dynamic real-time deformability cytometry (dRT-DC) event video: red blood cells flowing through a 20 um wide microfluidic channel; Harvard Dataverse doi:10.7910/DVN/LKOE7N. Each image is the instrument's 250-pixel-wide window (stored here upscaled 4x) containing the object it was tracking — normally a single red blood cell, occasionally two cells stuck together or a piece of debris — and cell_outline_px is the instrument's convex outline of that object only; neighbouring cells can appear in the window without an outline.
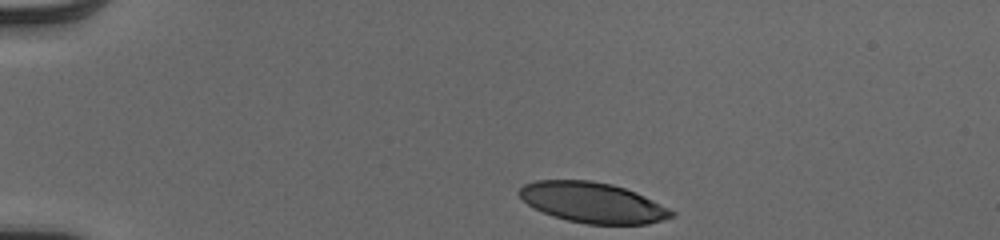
{"species": "human", "species_latin": "Homo sapiens", "temperature_condition": "cold", "stored_images_in_passage": 35, "camera_frame_rate_fps": 3000, "um_per_image_px": 0.085, "donor": {"sex": "male"}, "frame": {"image": 1, "passage_image": 1, "time_ms": 0.0, "image_size_px": [1000, 240], "cell_outline_px": [[676, 216], [648, 224], [588, 224], [568, 220], [552, 216], [528, 204], [516, 192], [524, 184], [536, 180], [588, 180], [612, 184], [636, 192], [676, 212]], "centroid_in_image_um": [50.39, 17.21], "position_along_channel_um": 34.6, "area_um2": 35.66}}
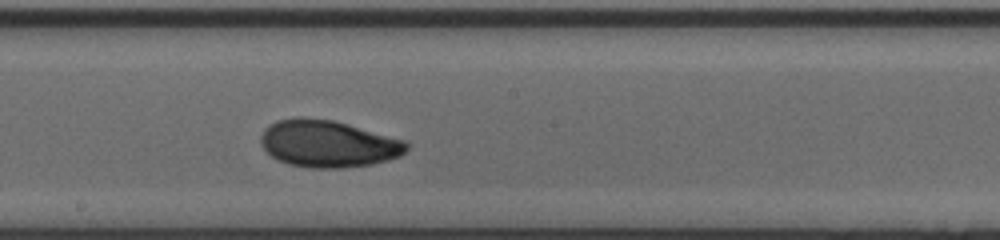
{"frame": {"image": 2, "passage_image": 20, "time_ms": 6.333, "image_size_px": [1000, 240], "cell_outline_px": [[408, 148], [400, 156], [388, 160], [372, 164], [344, 168], [308, 168], [288, 164], [276, 160], [260, 144], [260, 136], [264, 128], [268, 124], [276, 120], [300, 116], [304, 116], [332, 120], [348, 124], [408, 140]], "centroid_in_image_um": [27.87, 12.21], "position_along_channel_um": 220.3, "area_um2": 40.58}}
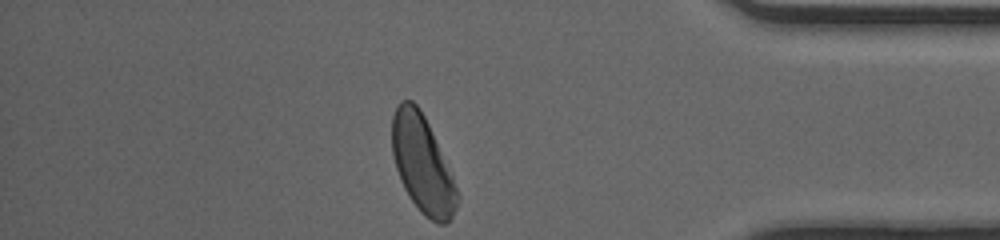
{"frame": {"image": 3, "passage_image": 35, "time_ms": 11.333, "image_size_px": [1000, 240], "cell_outline_px": [[460, 196], [456, 208], [448, 224], [440, 224], [424, 216], [420, 212], [404, 188], [400, 180], [396, 168], [392, 152], [392, 116], [400, 100], [412, 100], [420, 108], [428, 124], [452, 176]], "centroid_in_image_um": [35.9, 13.98], "position_along_channel_um": 399.3, "area_um2": 36.59}, "authors_computed_cell_mechanics": {"area_um2": 38.6104, "velocity_mm_per_s": 4.0671, "shape_relaxation_time_tau1_ms": 3.7416, "shape_relaxation_time_tau2_ms": 1.6727, "deformation_change_tau1": 0.1478, "deformation_change_tau2": 0.0684}}